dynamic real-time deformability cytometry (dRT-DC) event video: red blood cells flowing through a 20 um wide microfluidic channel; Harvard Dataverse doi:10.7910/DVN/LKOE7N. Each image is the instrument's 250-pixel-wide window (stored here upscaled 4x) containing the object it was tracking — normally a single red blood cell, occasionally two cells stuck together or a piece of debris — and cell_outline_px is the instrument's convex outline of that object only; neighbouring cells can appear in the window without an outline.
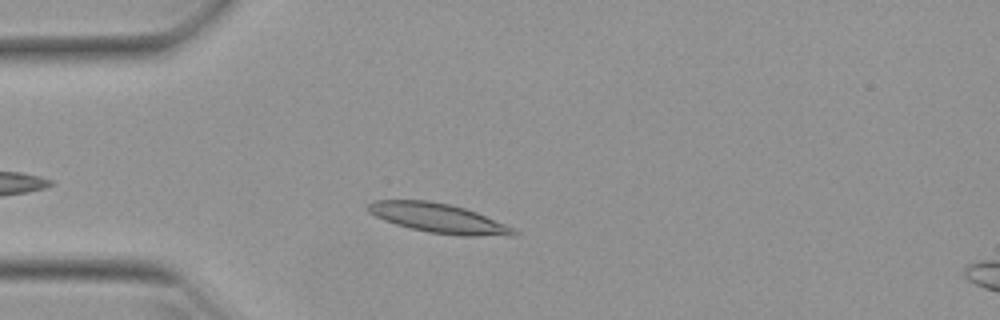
{"species": "Egyptian fruit bat (a non-hibernating species)", "species_latin": "Rousettus aegyptiacus", "temperature_condition": "warm", "stored_images_in_passage": 37, "camera_frame_rate_fps": 3000, "um_per_image_px": 0.085, "animal": {"sex": "female"}, "frame": {"image": 1, "passage_image": 6, "time_ms": 1.667, "image_size_px": [1000, 320], "cell_outline_px": [[520, 232], [516, 236], [460, 236], [428, 232], [396, 224], [384, 220], [368, 212], [364, 208], [372, 200], [428, 200], [448, 204], [464, 208], [476, 212], [504, 224]], "centroid_in_image_um": [37.25, 18.55], "position_along_channel_um": 47.7, "area_um2": 24.97}}
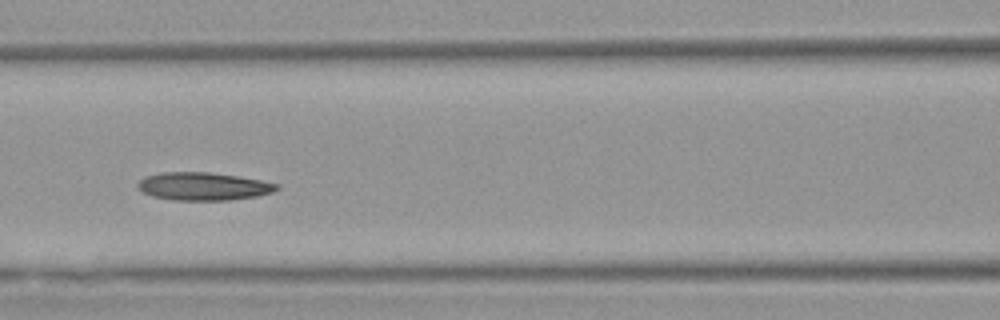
{"frame": {"image": 2, "passage_image": 15, "time_ms": 4.667, "image_size_px": [1000, 320], "cell_outline_px": [[280, 188], [272, 192], [256, 196], [232, 200], [172, 200], [152, 196], [144, 192], [136, 184], [144, 176], [164, 172], [208, 172], [236, 176], [260, 180], [280, 184]], "centroid_in_image_um": [17.29, 15.84], "position_along_channel_um": 149.3, "area_um2": 22.54}}
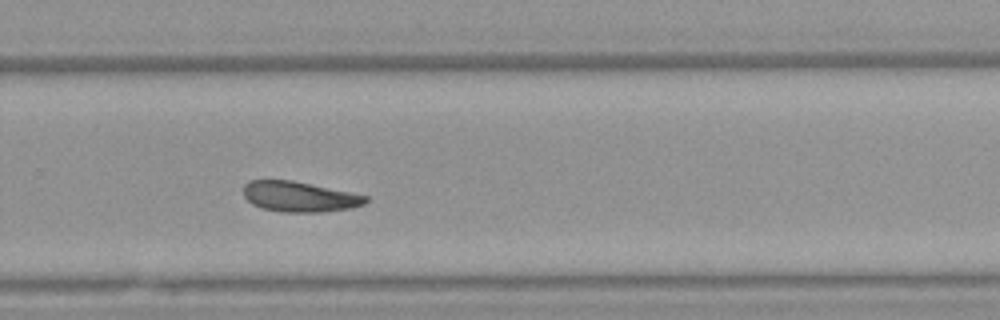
{"frame": {"image": 3, "passage_image": 27, "time_ms": 8.667, "image_size_px": [1000, 320], "cell_outline_px": [[368, 200], [364, 204], [352, 208], [320, 212], [284, 212], [264, 208], [252, 204], [244, 196], [244, 184], [248, 180], [292, 180], [368, 196]], "centroid_in_image_um": [25.44, 16.71], "position_along_channel_um": 304.4, "area_um2": 21.44}, "authors_computed_cell_mechanics": {"area_um2": 22.3108, "velocity_mm_per_s": 3.8949, "shape_relaxation_time_tau1_ms": 9.2023, "shape_relaxation_time_tau2_ms": null, "deformation_change_tau1": 0.1968, "deformation_change_tau2": null}}